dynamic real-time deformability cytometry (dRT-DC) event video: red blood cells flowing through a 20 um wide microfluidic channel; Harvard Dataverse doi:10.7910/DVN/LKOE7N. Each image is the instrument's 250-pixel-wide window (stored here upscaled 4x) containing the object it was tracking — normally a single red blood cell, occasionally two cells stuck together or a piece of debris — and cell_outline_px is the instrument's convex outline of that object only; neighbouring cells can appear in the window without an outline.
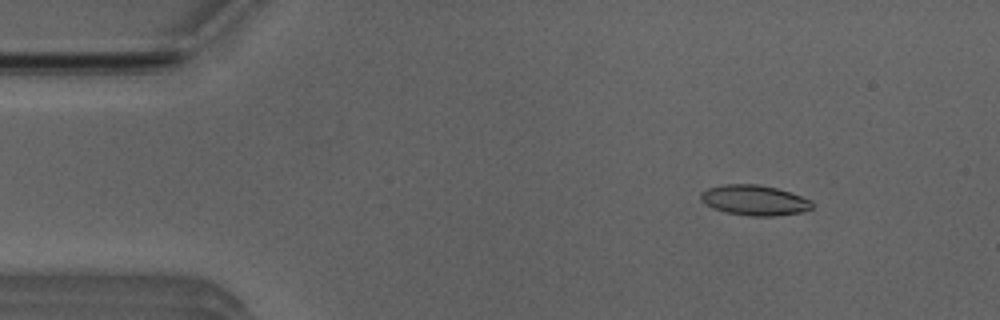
{"species": "Egyptian fruit bat (a non-hibernating species)", "species_latin": "Rousettus aegyptiacus", "temperature_condition": "room temperature", "stored_images_in_passage": 47, "camera_frame_rate_fps": 3000, "um_per_image_px": 0.085, "animal": {"sex": "male"}, "frame": {"image": 1, "passage_image": 2, "time_ms": 0.333, "image_size_px": [1000, 320], "cell_outline_px": [[812, 208], [800, 212], [772, 216], [752, 216], [728, 212], [712, 208], [700, 200], [700, 192], [708, 188], [724, 184], [760, 184], [776, 188], [812, 200]], "centroid_in_image_um": [64.09, 17.01], "position_along_channel_um": 20.9, "area_um2": 19.48}}
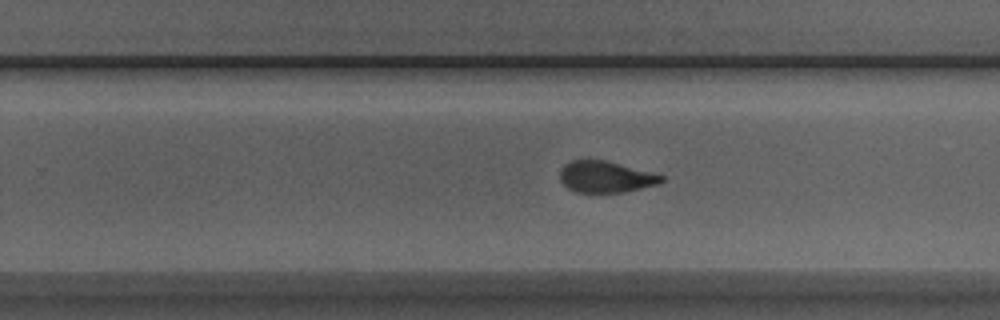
{"frame": {"image": 2, "passage_image": 27, "time_ms": 8.667, "image_size_px": [1000, 320], "cell_outline_px": [[664, 180], [660, 184], [624, 192], [576, 192], [568, 188], [560, 180], [560, 168], [564, 164], [572, 160], [604, 160], [652, 172], [664, 176]], "centroid_in_image_um": [51.48, 15.03], "position_along_channel_um": 278.3, "area_um2": 18.55}}
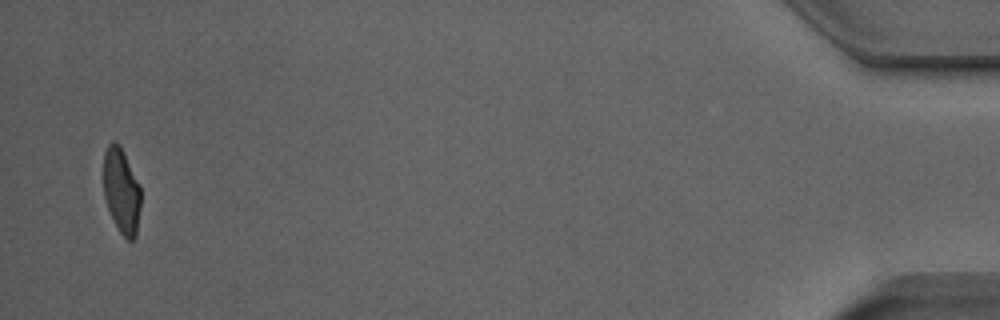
{"frame": {"image": 3, "passage_image": 45, "time_ms": 14.667, "image_size_px": [1000, 320], "cell_outline_px": [[140, 208], [136, 236], [132, 240], [128, 240], [120, 232], [108, 208], [104, 196], [104, 152], [108, 144], [112, 140], [120, 144], [140, 184]], "centroid_in_image_um": [10.33, 16.18], "position_along_channel_um": 424.9, "area_um2": 18.5}, "authors_computed_cell_mechanics": {"area_um2": 19.7098, "velocity_mm_per_s": 4.0106, "shape_relaxation_time_tau1_ms": 6.8346, "shape_relaxation_time_tau2_ms": 1.2333, "deformation_change_tau1": 0.2076, "deformation_change_tau2": 0.0846}}